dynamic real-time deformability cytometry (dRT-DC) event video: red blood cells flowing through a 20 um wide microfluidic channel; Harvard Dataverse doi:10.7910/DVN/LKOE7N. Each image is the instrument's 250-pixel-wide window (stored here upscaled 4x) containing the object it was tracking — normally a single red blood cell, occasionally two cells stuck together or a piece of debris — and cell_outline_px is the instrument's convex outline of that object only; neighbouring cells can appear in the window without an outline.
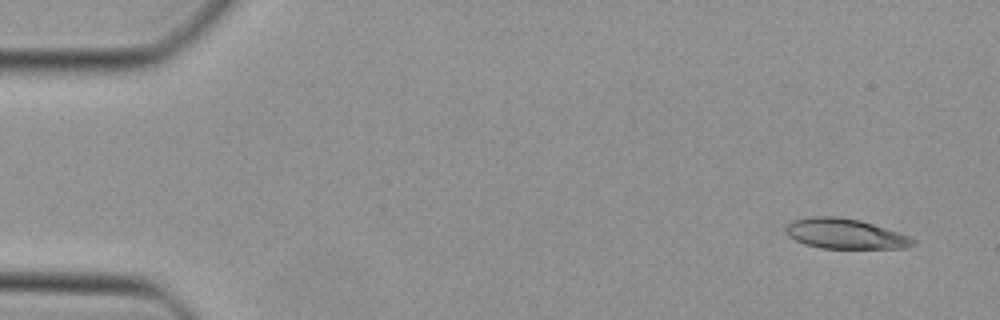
{"species": "Egyptian fruit bat (a non-hibernating species)", "species_latin": "Rousettus aegyptiacus", "temperature_condition": "cold", "stored_images_in_passage": 45, "camera_frame_rate_fps": 3000, "um_per_image_px": 0.085, "animal": {"sex": "female"}, "frame": {"image": 1, "passage_image": 1, "time_ms": 0.0, "image_size_px": [1000, 320], "cell_outline_px": [[916, 244], [904, 248], [820, 248], [804, 244], [788, 236], [784, 232], [784, 228], [792, 220], [816, 216], [836, 216], [860, 220], [908, 236], [916, 240]], "centroid_in_image_um": [71.79, 19.87], "position_along_channel_um": 13.2, "area_um2": 22.2}}
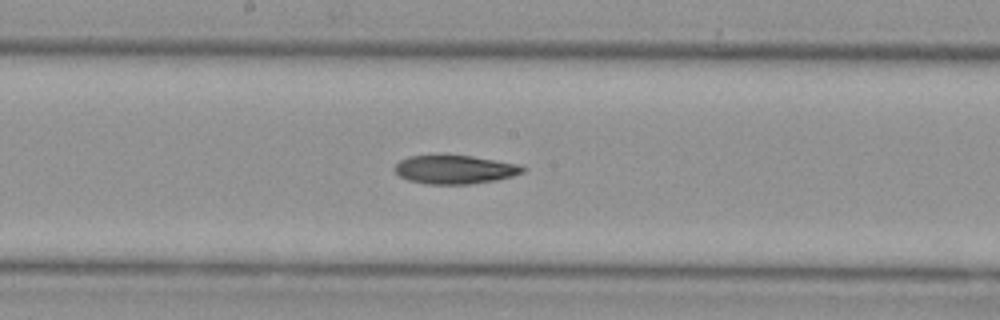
{"frame": {"image": 2, "passage_image": 23, "time_ms": 7.333, "image_size_px": [1000, 320], "cell_outline_px": [[528, 168], [524, 172], [512, 176], [496, 180], [468, 184], [428, 184], [408, 180], [400, 176], [392, 168], [400, 160], [408, 156], [472, 156], [520, 164]], "centroid_in_image_um": [38.69, 14.41], "position_along_channel_um": 209.5, "area_um2": 21.27}}
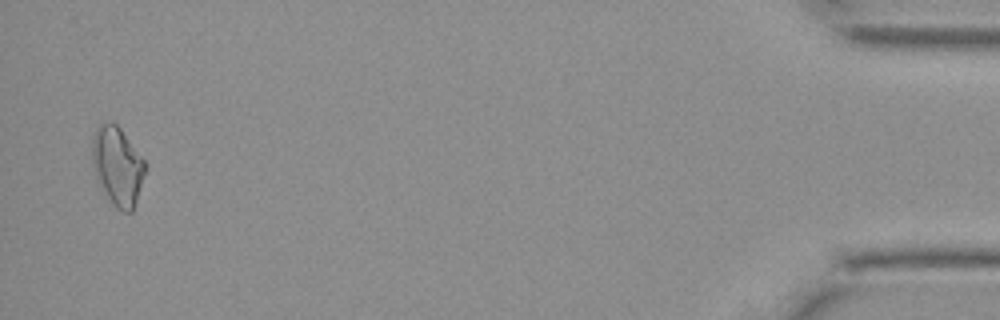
{"frame": {"image": 3, "passage_image": 44, "time_ms": 14.333, "image_size_px": [1000, 320], "cell_outline_px": [[148, 168], [132, 212], [124, 212], [116, 208], [112, 204], [96, 180], [92, 164], [92, 140], [96, 128], [100, 120], [116, 124], [120, 128], [148, 164]], "centroid_in_image_um": [9.99, 14.1], "position_along_channel_um": 425.2, "area_um2": 24.74}}